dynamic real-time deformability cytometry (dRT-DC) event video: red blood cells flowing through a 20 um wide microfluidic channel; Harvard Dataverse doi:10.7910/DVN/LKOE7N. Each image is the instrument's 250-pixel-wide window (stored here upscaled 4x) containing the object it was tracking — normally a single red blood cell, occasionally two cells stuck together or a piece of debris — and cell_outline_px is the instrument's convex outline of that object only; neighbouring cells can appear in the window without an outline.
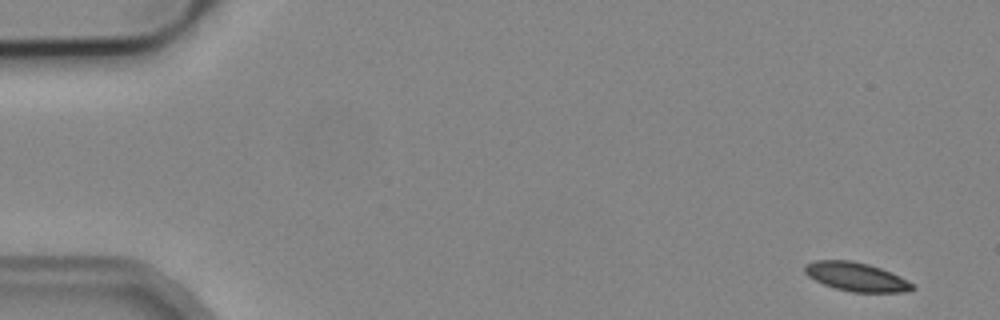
{"species": "common noctule bat (a hibernating species)", "species_latin": "Nyctalus noctula", "temperature_condition": "cold", "stored_images_in_passage": 6, "camera_frame_rate_fps": 3000, "um_per_image_px": 0.085, "animal": {"sex": "male", "body_mass_g": 19.2, "forearm_length_mm": 51.8}, "frame": {"image": 1, "passage_image": 1, "time_ms": 0.0, "image_size_px": [1000, 320], "cell_outline_px": [[916, 288], [904, 292], [852, 292], [836, 288], [824, 284], [808, 276], [804, 272], [804, 264], [816, 260], [852, 260], [868, 264], [880, 268], [900, 276], [912, 284]], "centroid_in_image_um": [72.76, 23.52], "position_along_channel_um": 12.2, "area_um2": 17.92}}
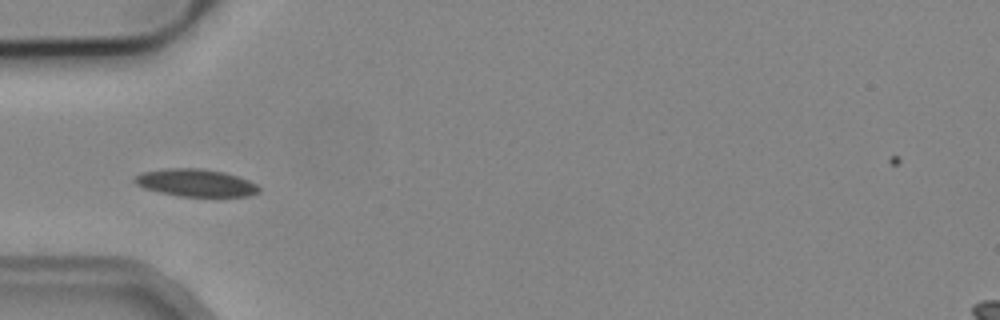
{"frame": {"image": 2, "passage_image": 4, "time_ms": 5.0, "image_size_px": [1000, 320], "cell_outline_px": [[260, 192], [248, 196], [180, 196], [160, 192], [144, 188], [136, 184], [132, 180], [136, 176], [144, 172], [168, 168], [200, 168], [224, 172], [248, 180], [256, 184], [260, 188]], "centroid_in_image_um": [16.65, 15.54], "position_along_channel_um": 68.4, "area_um2": 19.71}}